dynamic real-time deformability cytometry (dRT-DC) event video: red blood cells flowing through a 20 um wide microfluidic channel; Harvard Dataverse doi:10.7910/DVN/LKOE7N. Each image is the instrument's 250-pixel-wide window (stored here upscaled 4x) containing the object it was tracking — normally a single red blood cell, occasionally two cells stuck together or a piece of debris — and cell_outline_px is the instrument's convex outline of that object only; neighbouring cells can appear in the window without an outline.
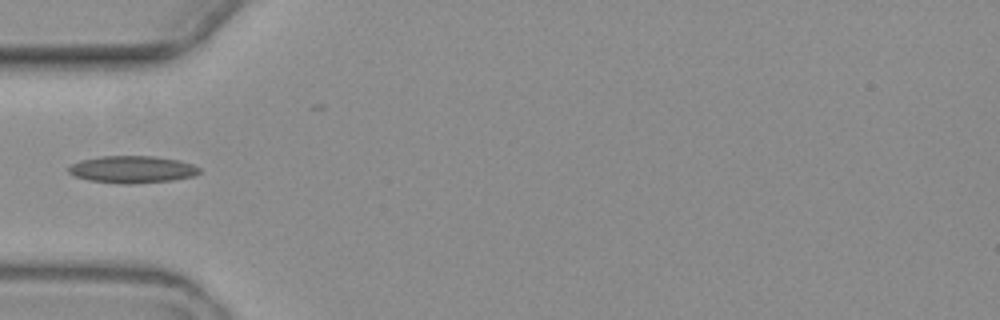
{"species": "common noctule bat (a hibernating species)", "species_latin": "Nyctalus noctula", "temperature_condition": "warm", "stored_images_in_passage": 5, "camera_frame_rate_fps": 3000, "um_per_image_px": 0.085, "animal": {"sex": "female", "body_mass_g": 19.3, "forearm_length_mm": 54.1}, "frame": {"image": 1, "passage_image": 5, "time_ms": 4.667, "image_size_px": [1000, 320], "cell_outline_px": [[200, 172], [196, 176], [172, 180], [132, 184], [120, 184], [88, 180], [76, 176], [68, 172], [68, 168], [72, 164], [80, 160], [100, 156], [156, 156], [180, 160], [192, 164], [200, 168]], "centroid_in_image_um": [11.27, 14.4], "position_along_channel_um": 73.7, "area_um2": 20.87}}